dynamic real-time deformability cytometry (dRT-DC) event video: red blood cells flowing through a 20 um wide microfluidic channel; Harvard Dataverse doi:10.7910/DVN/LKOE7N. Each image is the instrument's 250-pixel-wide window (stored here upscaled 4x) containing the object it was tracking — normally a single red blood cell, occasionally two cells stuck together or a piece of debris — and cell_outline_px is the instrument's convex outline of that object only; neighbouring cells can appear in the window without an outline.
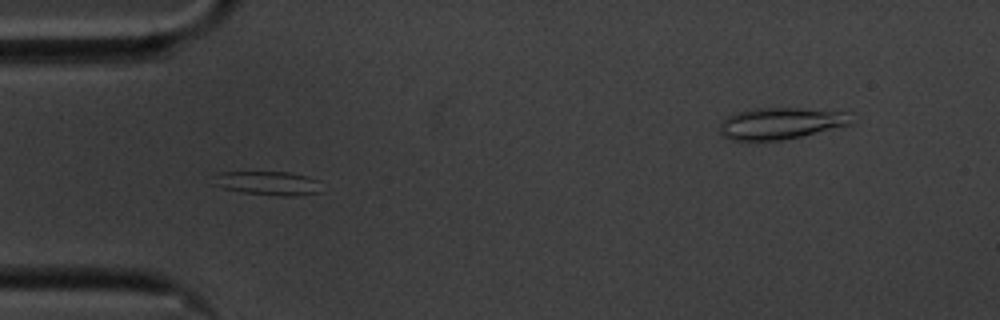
{"species": "common noctule bat (a hibernating species)", "species_latin": "Nyctalus noctula", "temperature_condition": "cold", "stored_images_in_passage": 47, "camera_frame_rate_fps": 3000, "um_per_image_px": 0.085, "animal": {"sex": "male", "body_mass_g": 20.1, "forearm_length_mm": 53.5}, "frame": {"image": 1, "passage_image": 6, "time_ms": 1.667, "image_size_px": [1000, 320], "cell_outline_px": [[320, 192], [288, 196], [280, 196], [240, 192], [224, 188], [212, 184], [216, 172], [288, 172], [308, 176], [320, 180]], "centroid_in_image_um": [22.76, 15.56], "position_along_channel_um": 62.2, "area_um2": 15.14}}
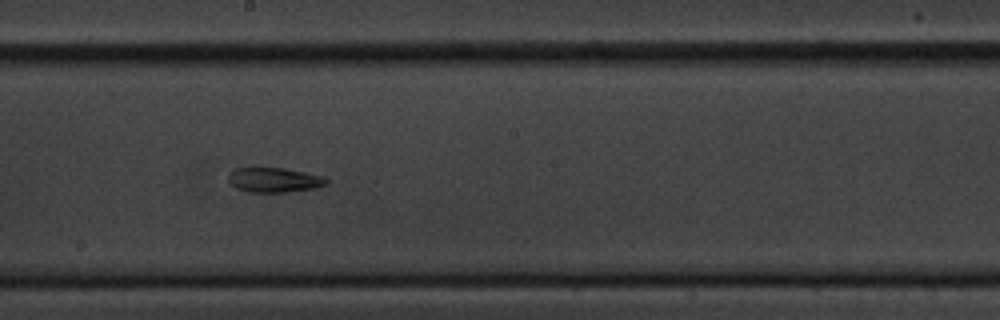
{"frame": {"image": 2, "passage_image": 20, "time_ms": 6.333, "image_size_px": [1000, 320], "cell_outline_px": [[328, 184], [316, 188], [284, 192], [248, 192], [236, 188], [228, 184], [228, 172], [232, 168], [284, 168], [324, 176], [328, 180]], "centroid_in_image_um": [23.26, 15.29], "position_along_channel_um": 224.9, "area_um2": 14.33}}
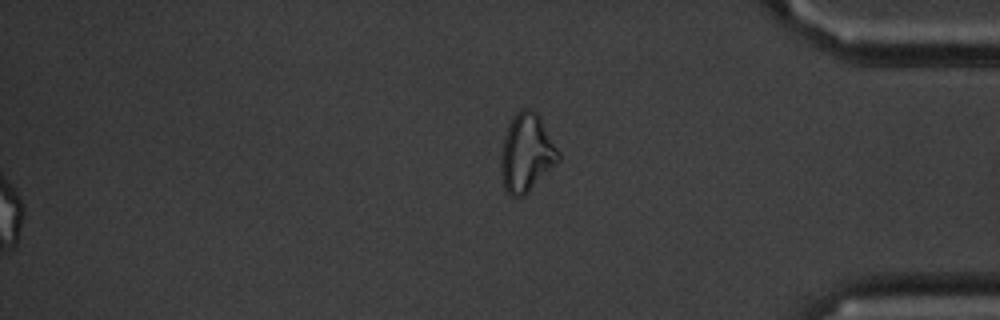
{"frame": {"image": 3, "passage_image": 47, "time_ms": 15.333, "image_size_px": [1000, 320], "cell_outline_px": [[560, 160], [524, 196], [508, 196], [504, 188], [500, 172], [500, 156], [504, 136], [512, 120], [520, 108], [532, 108], [540, 116], [560, 152]], "centroid_in_image_um": [44.75, 13.01], "position_along_channel_um": 390.4, "area_um2": 26.3}}